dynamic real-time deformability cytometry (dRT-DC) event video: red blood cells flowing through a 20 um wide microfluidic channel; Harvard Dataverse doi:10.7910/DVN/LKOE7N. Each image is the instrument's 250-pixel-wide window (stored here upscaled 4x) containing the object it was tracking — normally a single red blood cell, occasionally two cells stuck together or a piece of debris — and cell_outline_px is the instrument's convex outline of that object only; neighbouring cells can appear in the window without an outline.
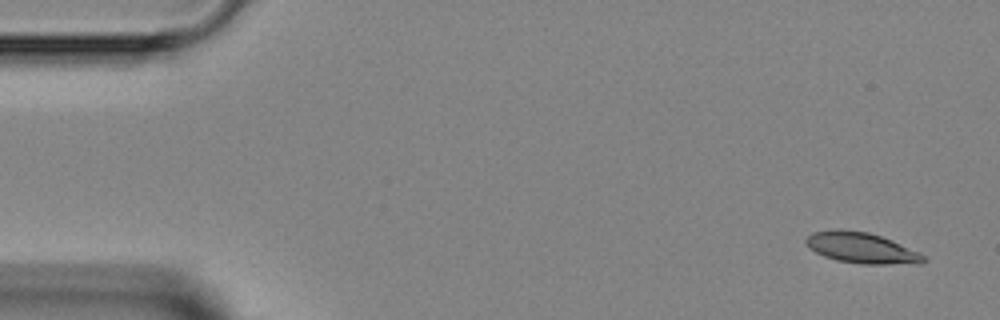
{"species": "Egyptian fruit bat (a non-hibernating species)", "species_latin": "Rousettus aegyptiacus", "temperature_condition": "room temperature", "stored_images_in_passage": 4, "camera_frame_rate_fps": 3000, "um_per_image_px": 0.085, "animal": {"sex": "female"}, "frame": {"image": 1, "passage_image": 1, "time_ms": 0.0, "image_size_px": [1000, 320], "cell_outline_px": [[928, 260], [920, 264], [860, 264], [836, 260], [824, 256], [816, 252], [804, 240], [812, 232], [836, 228], [840, 228], [868, 232], [892, 240], [920, 252]], "centroid_in_image_um": [73.26, 21.07], "position_along_channel_um": 11.7, "area_um2": 21.27}}
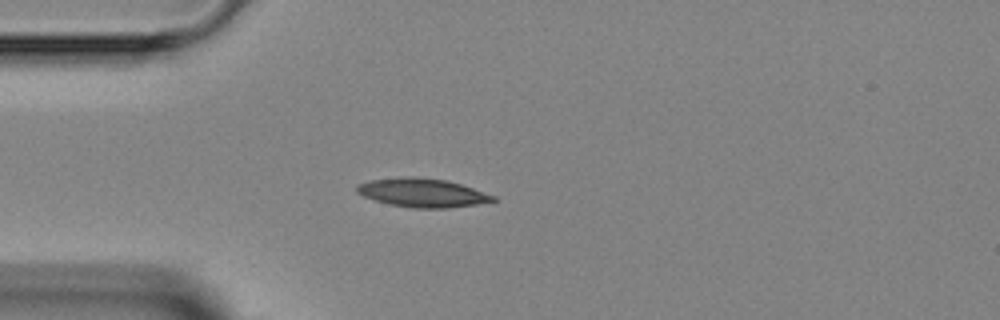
{"frame": {"image": 2, "passage_image": 4, "time_ms": 3.333, "image_size_px": [1000, 320], "cell_outline_px": [[496, 200], [492, 204], [448, 208], [416, 208], [388, 204], [364, 196], [356, 192], [356, 184], [372, 180], [404, 176], [412, 176], [444, 180], [460, 184], [496, 196]], "centroid_in_image_um": [35.97, 16.4], "position_along_channel_um": 49.0, "area_um2": 23.0}}